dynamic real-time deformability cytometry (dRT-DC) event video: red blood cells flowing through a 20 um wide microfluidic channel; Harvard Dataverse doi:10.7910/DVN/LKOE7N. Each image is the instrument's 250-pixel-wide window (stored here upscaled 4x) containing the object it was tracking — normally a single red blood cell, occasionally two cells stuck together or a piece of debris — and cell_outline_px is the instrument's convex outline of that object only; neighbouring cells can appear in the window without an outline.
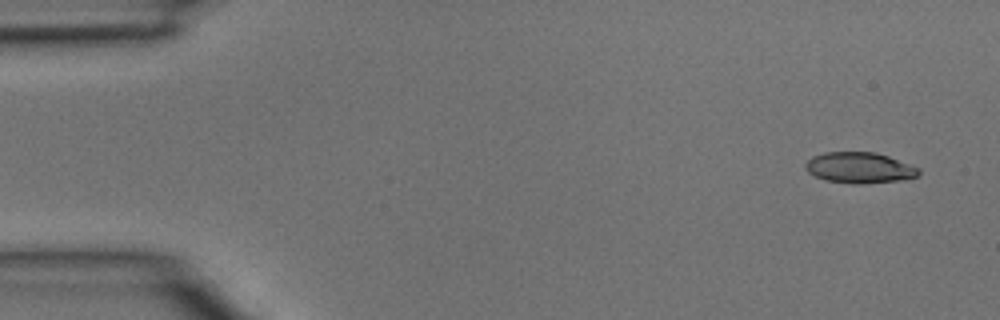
{"species": "common noctule bat (a hibernating species)", "species_latin": "Nyctalus noctula", "temperature_condition": "room temperature", "stored_images_in_passage": 4, "camera_frame_rate_fps": 3000, "um_per_image_px": 0.085, "animal": {"sex": "male", "body_mass_g": 15.6}, "frame": {"image": 1, "passage_image": 1, "time_ms": 0.0, "image_size_px": [1000, 320], "cell_outline_px": [[920, 172], [916, 176], [900, 180], [860, 184], [852, 184], [824, 180], [808, 172], [804, 168], [804, 164], [812, 156], [824, 152], [876, 152], [888, 156], [920, 168]], "centroid_in_image_um": [73.02, 14.25], "position_along_channel_um": 12.0, "area_um2": 20.4}}
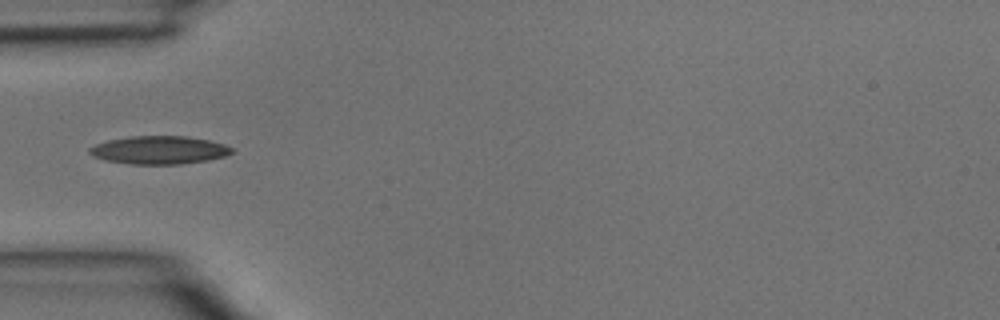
{"frame": {"image": 2, "passage_image": 4, "time_ms": 1.0, "image_size_px": [1000, 320], "cell_outline_px": [[232, 152], [224, 156], [208, 160], [180, 164], [132, 164], [108, 160], [92, 156], [88, 152], [88, 148], [96, 144], [108, 140], [132, 136], [188, 136], [208, 140], [224, 144], [232, 148]], "centroid_in_image_um": [13.52, 12.75], "position_along_channel_um": 71.5, "area_um2": 23.12}}